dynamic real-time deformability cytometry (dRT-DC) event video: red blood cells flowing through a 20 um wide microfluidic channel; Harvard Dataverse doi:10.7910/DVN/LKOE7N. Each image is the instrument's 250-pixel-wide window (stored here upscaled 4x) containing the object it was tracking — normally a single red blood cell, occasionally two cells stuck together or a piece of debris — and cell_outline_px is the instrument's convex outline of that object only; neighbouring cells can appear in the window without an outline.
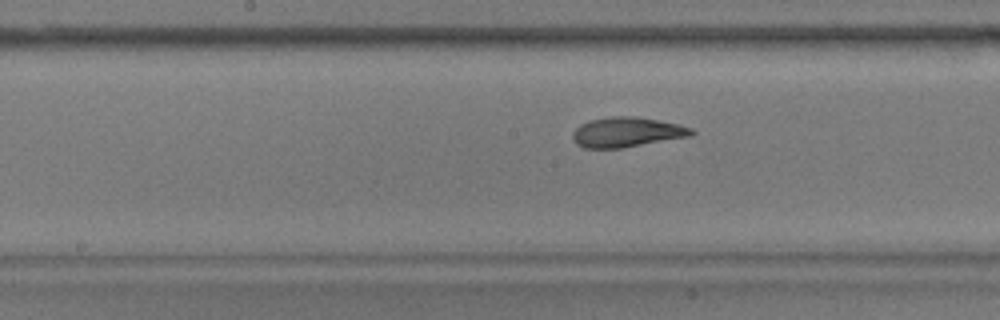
{"species": "common noctule bat (a hibernating species)", "species_latin": "Nyctalus noctula", "temperature_condition": "warm", "stored_images_in_passage": 40, "camera_frame_rate_fps": 3000, "um_per_image_px": 0.085, "animal": {"sex": "male", "body_mass_g": 17.9}, "frame": {"image": 1, "passage_image": 12, "time_ms": 3.667, "image_size_px": [1000, 320], "cell_outline_px": [[696, 132], [692, 136], [624, 148], [584, 148], [576, 144], [572, 140], [572, 132], [580, 124], [588, 120], [612, 116], [632, 116], [656, 120], [676, 124], [692, 128]], "centroid_in_image_um": [53.25, 11.24], "position_along_channel_um": 194.9, "area_um2": 20.87}}
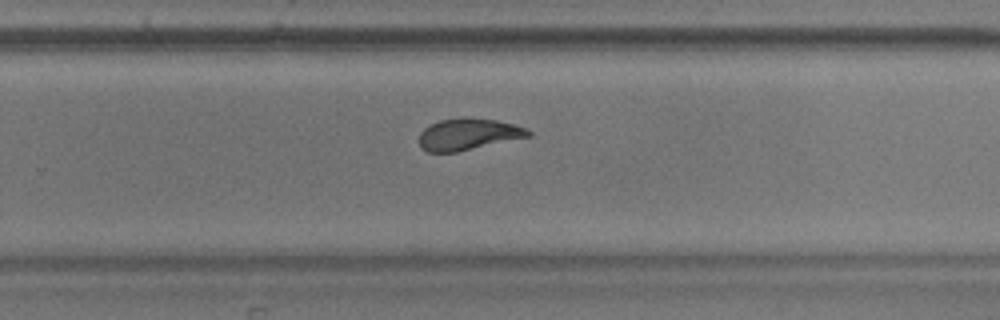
{"frame": {"image": 2, "passage_image": 20, "time_ms": 6.333, "image_size_px": [1000, 320], "cell_outline_px": [[532, 136], [456, 152], [428, 152], [420, 148], [420, 132], [424, 128], [440, 120], [464, 116], [468, 116], [496, 120], [512, 124], [524, 128], [532, 132]], "centroid_in_image_um": [39.79, 11.4], "position_along_channel_um": 290.0, "area_um2": 20.17}}
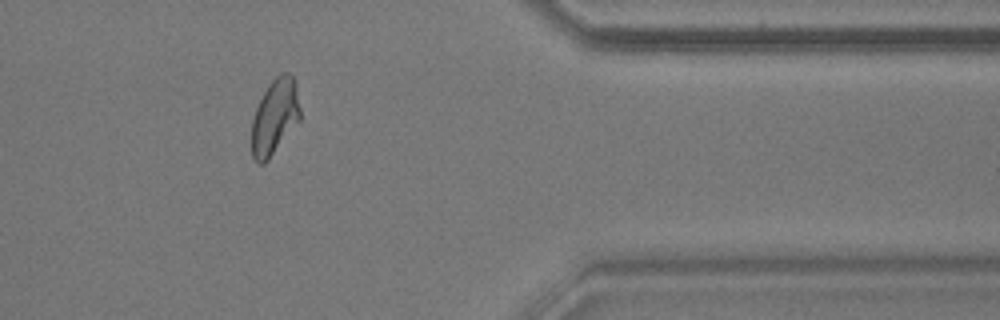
{"frame": {"image": 3, "passage_image": 30, "time_ms": 9.667, "image_size_px": [1000, 320], "cell_outline_px": [[300, 120], [268, 160], [264, 164], [256, 164], [252, 156], [252, 120], [256, 108], [268, 84], [280, 72], [288, 72], [296, 80], [300, 108]], "centroid_in_image_um": [23.36, 9.92], "position_along_channel_um": 388.0, "area_um2": 21.5}, "authors_computed_cell_mechanics": {"area_um2": 21.1837, "velocity_mm_per_s": 3.5816, "shape_relaxation_time_tau1_ms": 4.8583, "shape_relaxation_time_tau2_ms": 1.7194, "deformation_change_tau1": 0.1595, "deformation_change_tau2": 0.0747}}